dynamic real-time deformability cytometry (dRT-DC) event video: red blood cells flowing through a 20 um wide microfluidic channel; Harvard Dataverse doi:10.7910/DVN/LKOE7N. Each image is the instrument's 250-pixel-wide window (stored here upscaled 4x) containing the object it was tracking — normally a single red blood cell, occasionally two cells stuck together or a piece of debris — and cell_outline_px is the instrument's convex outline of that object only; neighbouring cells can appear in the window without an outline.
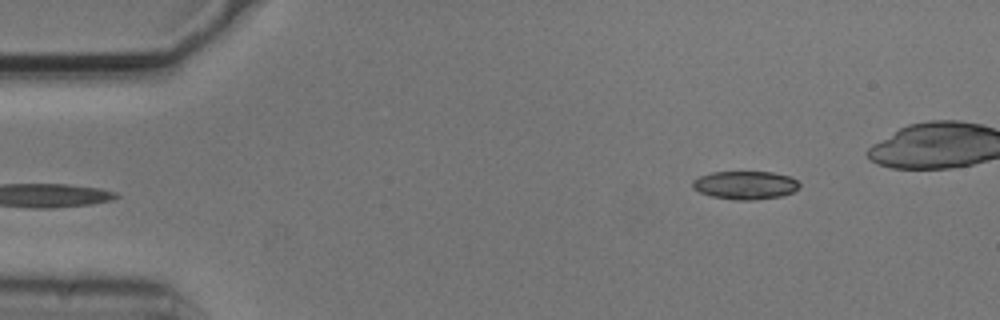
{"species": "common noctule bat (a hibernating species)", "species_latin": "Nyctalus noctula", "temperature_condition": "cold", "stored_images_in_passage": 4, "camera_frame_rate_fps": 3000, "um_per_image_px": 0.085, "animal": {"sex": "male", "body_mass_g": 20.5, "forearm_length_mm": 52.5}, "frame": {"image": 1, "passage_image": 4, "time_ms": 1.0, "image_size_px": [1000, 320], "cell_outline_px": [[800, 188], [792, 192], [780, 196], [752, 200], [736, 200], [712, 196], [700, 192], [692, 188], [692, 180], [700, 176], [712, 172], [772, 172], [792, 176], [800, 184]], "centroid_in_image_um": [63.36, 15.73], "position_along_channel_um": 21.6, "area_um2": 17.63}}